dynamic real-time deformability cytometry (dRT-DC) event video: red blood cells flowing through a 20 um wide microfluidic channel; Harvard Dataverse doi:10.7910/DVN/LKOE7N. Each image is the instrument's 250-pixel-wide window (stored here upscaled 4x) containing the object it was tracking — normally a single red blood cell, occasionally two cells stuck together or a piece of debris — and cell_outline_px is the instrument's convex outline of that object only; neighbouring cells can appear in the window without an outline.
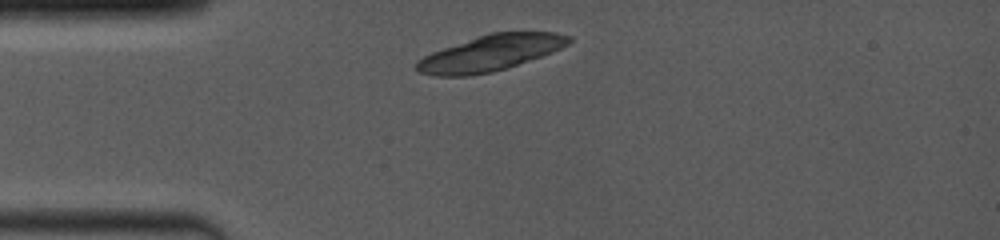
{"species": "common noctule bat (a hibernating species)", "species_latin": "Nyctalus noctula", "temperature_condition": "room temperature", "stored_images_in_passage": 1, "camera_frame_rate_fps": 4000, "um_per_image_px": 0.085, "animal": {"sex": "female", "body_mass_g": 19.0, "forearm_length_mm": 53.3}, "frame": {"image": 1, "passage_image": 1, "time_ms": 0.0, "image_size_px": [1000, 240], "cell_outline_px": [[572, 40], [568, 44], [552, 52], [492, 72], [468, 76], [432, 76], [420, 72], [416, 68], [416, 60], [432, 52], [476, 36], [488, 32], [556, 32], [572, 36]], "centroid_in_image_um": [41.66, 4.5], "position_along_channel_um": 43.3, "area_um2": 31.62}}